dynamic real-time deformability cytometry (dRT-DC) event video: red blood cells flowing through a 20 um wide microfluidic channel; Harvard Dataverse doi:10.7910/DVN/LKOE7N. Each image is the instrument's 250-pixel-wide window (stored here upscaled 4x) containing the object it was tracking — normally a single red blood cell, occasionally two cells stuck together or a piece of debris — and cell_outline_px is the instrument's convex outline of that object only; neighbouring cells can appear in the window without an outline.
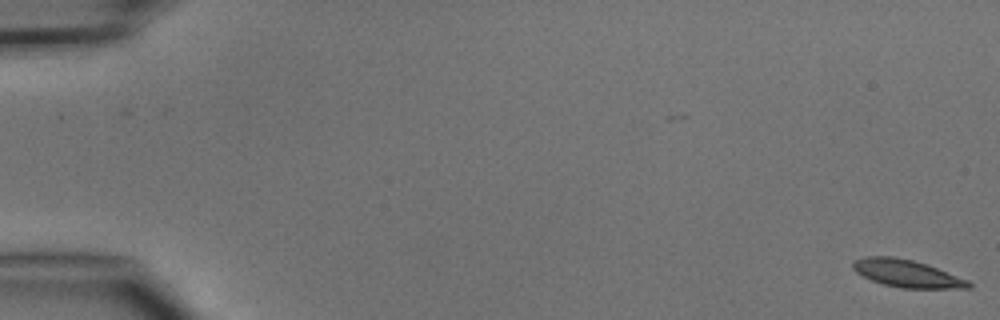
{"species": "common noctule bat (a hibernating species)", "species_latin": "Nyctalus noctula", "temperature_condition": "cold", "stored_images_in_passage": 5, "camera_frame_rate_fps": 3000, "um_per_image_px": 0.085, "animal": {"sex": "male", "body_mass_g": 15.6}, "frame": {"image": 1, "passage_image": 1, "time_ms": 0.0, "image_size_px": [1000, 320], "cell_outline_px": [[972, 288], [900, 288], [884, 284], [872, 280], [856, 272], [852, 268], [852, 260], [864, 256], [892, 256], [912, 260], [936, 268], [968, 280], [972, 284]], "centroid_in_image_um": [77.04, 23.24], "position_along_channel_um": 8.0, "area_um2": 18.32}}
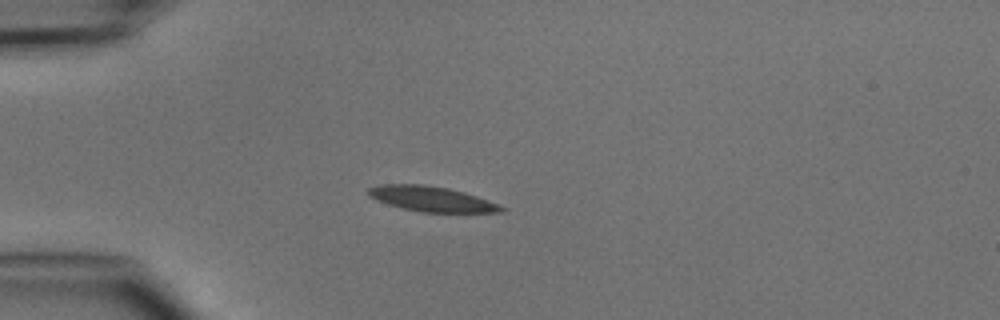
{"frame": {"image": 2, "passage_image": 4, "time_ms": 4.333, "image_size_px": [1000, 320], "cell_outline_px": [[504, 212], [420, 212], [388, 204], [376, 200], [368, 196], [368, 188], [380, 184], [424, 184], [448, 188], [464, 192], [476, 196], [496, 204], [504, 208]], "centroid_in_image_um": [36.62, 16.9], "position_along_channel_um": 48.4, "area_um2": 19.25}}